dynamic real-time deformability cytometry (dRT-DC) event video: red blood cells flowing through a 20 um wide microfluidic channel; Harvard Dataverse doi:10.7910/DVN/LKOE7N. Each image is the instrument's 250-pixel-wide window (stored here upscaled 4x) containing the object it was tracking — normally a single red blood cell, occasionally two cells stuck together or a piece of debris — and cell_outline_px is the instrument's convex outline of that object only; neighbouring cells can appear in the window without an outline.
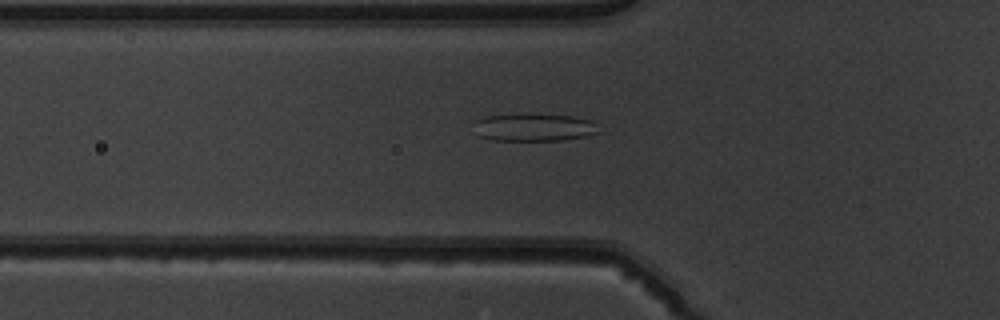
{"species": "common noctule bat (a hibernating species)", "species_latin": "Nyctalus noctula", "temperature_condition": "warm", "stored_images_in_passage": 50, "camera_frame_rate_fps": 3000, "um_per_image_px": 0.085, "animal": {"sex": "male", "body_mass_g": 19.5, "forearm_length_mm": 54.6}, "frame": {"image": 1, "passage_image": 18, "time_ms": 5.667, "image_size_px": [1000, 320], "cell_outline_px": [[604, 132], [564, 140], [492, 140], [476, 136], [476, 120], [484, 116], [572, 116], [592, 120]], "centroid_in_image_um": [45.45, 10.87], "position_along_channel_um": 80.3, "area_um2": 19.54}}
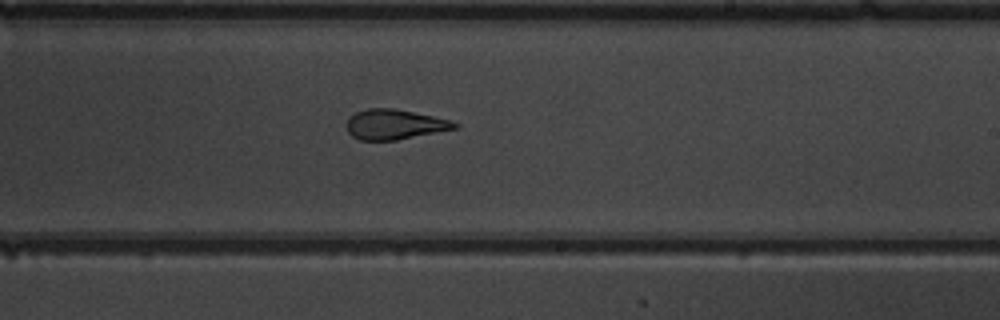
{"frame": {"image": 2, "passage_image": 31, "time_ms": 10.0, "image_size_px": [1000, 320], "cell_outline_px": [[460, 128], [396, 140], [360, 140], [352, 136], [348, 132], [348, 116], [356, 112], [368, 108], [396, 108], [432, 116], [448, 120], [460, 124]], "centroid_in_image_um": [33.55, 10.57], "position_along_channel_um": 255.4, "area_um2": 18.9}}
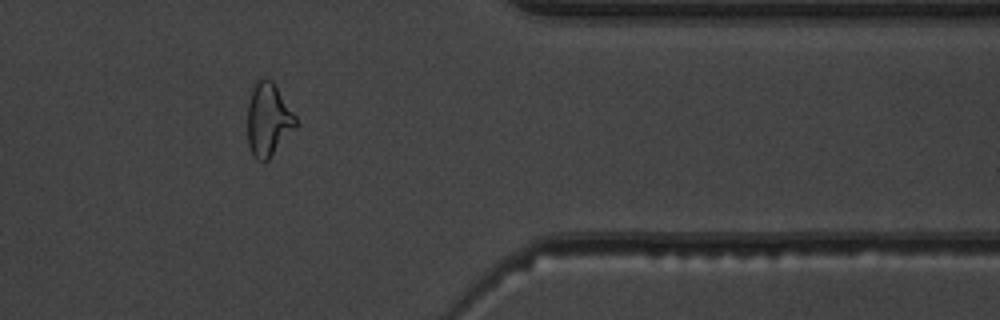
{"frame": {"image": 3, "passage_image": 42, "time_ms": 13.667, "image_size_px": [1000, 320], "cell_outline_px": [[296, 128], [268, 160], [256, 160], [248, 144], [248, 104], [252, 88], [256, 80], [264, 76], [272, 80], [296, 116]], "centroid_in_image_um": [22.8, 10.14], "position_along_channel_um": 388.6, "area_um2": 20.58}}